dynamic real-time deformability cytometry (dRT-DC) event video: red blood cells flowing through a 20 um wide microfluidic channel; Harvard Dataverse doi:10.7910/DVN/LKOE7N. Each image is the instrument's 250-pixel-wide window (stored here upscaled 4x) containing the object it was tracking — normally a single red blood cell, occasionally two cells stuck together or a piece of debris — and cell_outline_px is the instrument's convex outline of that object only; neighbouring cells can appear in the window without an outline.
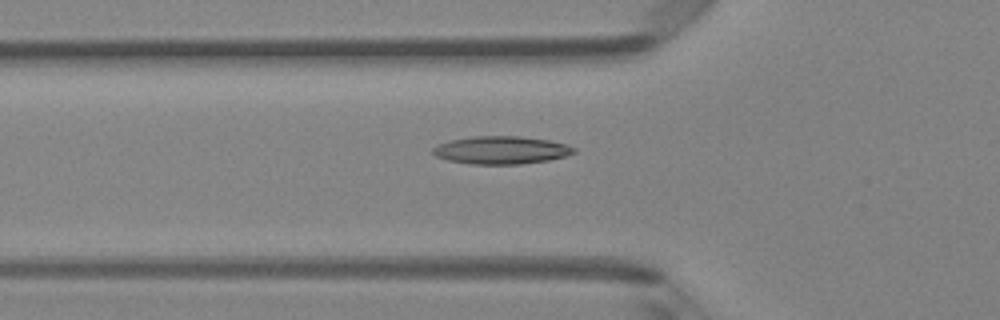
{"species": "Egyptian fruit bat (a non-hibernating species)", "species_latin": "Rousettus aegyptiacus", "temperature_condition": "room temperature", "stored_images_in_passage": 47, "camera_frame_rate_fps": 3000, "um_per_image_px": 0.085, "animal": {"sex": "female"}, "frame": {"image": 1, "passage_image": 17, "time_ms": 5.333, "image_size_px": [1000, 320], "cell_outline_px": [[576, 152], [564, 156], [548, 160], [520, 164], [472, 164], [448, 160], [436, 156], [432, 152], [432, 148], [436, 144], [452, 140], [472, 136], [516, 136], [548, 140], [568, 144], [576, 148]], "centroid_in_image_um": [42.59, 12.75], "position_along_channel_um": 83.2, "area_um2": 22.83}}
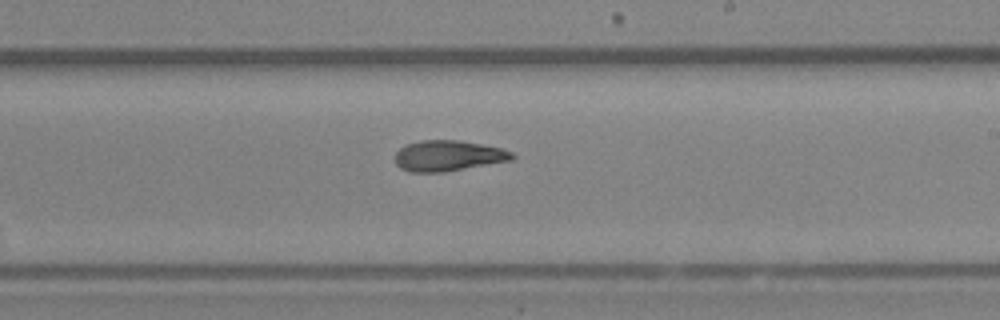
{"frame": {"image": 2, "passage_image": 29, "time_ms": 9.333, "image_size_px": [1000, 320], "cell_outline_px": [[516, 156], [512, 160], [444, 172], [408, 172], [400, 168], [396, 164], [396, 152], [404, 144], [420, 140], [460, 140], [500, 148], [512, 152]], "centroid_in_image_um": [38.07, 13.24], "position_along_channel_um": 250.9, "area_um2": 20.98}}
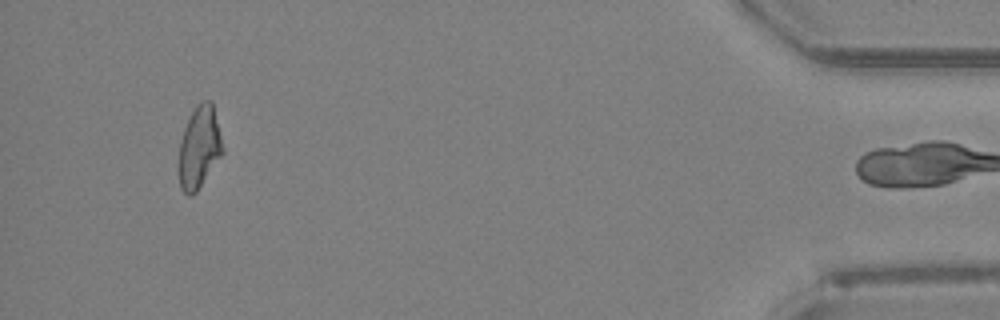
{"frame": {"image": 3, "passage_image": 46, "time_ms": 15.0, "image_size_px": [1000, 320], "cell_outline_px": [[224, 152], [196, 192], [192, 196], [188, 196], [180, 188], [180, 140], [184, 128], [196, 104], [204, 100], [212, 100], [224, 148]], "centroid_in_image_um": [16.96, 12.5], "position_along_channel_um": 418.2, "area_um2": 20.81}, "authors_computed_cell_mechanics": {"area_um2": 21.3282, "velocity_mm_per_s": 4.2203, "shape_relaxation_time_tau1_ms": null, "shape_relaxation_time_tau2_ms": 6.8497, "deformation_change_tau1": null, "deformation_change_tau2": 0.1746}}